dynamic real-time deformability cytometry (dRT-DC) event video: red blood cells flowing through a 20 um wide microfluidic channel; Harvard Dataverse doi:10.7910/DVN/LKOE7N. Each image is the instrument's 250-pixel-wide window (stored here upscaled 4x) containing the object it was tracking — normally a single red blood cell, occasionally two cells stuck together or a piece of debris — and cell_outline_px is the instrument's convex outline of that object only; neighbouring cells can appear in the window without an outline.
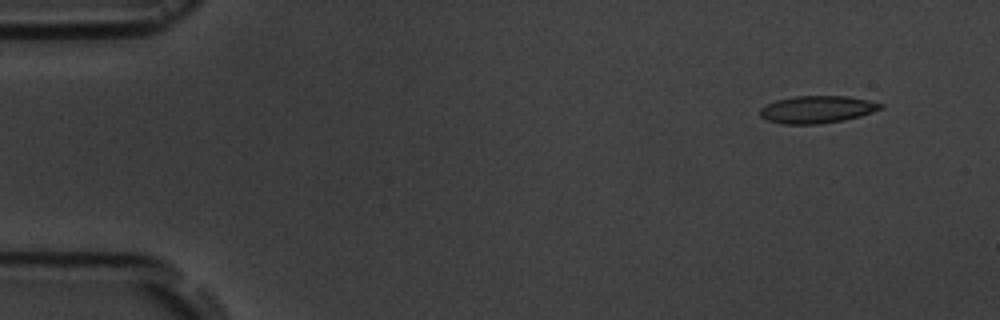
{"species": "common noctule bat (a hibernating species)", "species_latin": "Nyctalus noctula", "temperature_condition": "room temperature", "stored_images_in_passage": 9, "camera_frame_rate_fps": 3000, "um_per_image_px": 0.085, "animal": {"sex": "male", "body_mass_g": 19.5, "forearm_length_mm": 54.6}, "frame": {"image": 1, "passage_image": 2, "time_ms": 1.0, "image_size_px": [1000, 320], "cell_outline_px": [[884, 108], [860, 116], [844, 120], [816, 124], [784, 124], [768, 120], [760, 116], [760, 108], [776, 100], [796, 96], [848, 96], [868, 100], [884, 104]], "centroid_in_image_um": [69.48, 9.3], "position_along_channel_um": 15.5, "area_um2": 19.13}}
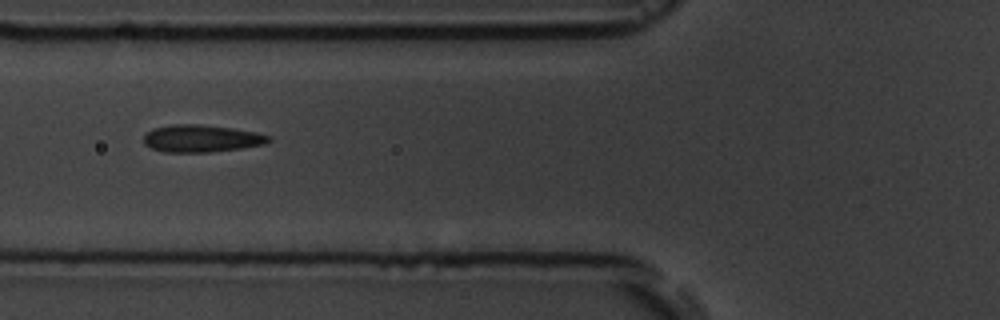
{"frame": {"image": 2, "passage_image": 6, "time_ms": 6.333, "image_size_px": [1000, 320], "cell_outline_px": [[272, 140], [264, 144], [240, 148], [212, 152], [164, 152], [152, 148], [144, 144], [144, 136], [152, 128], [172, 124], [200, 124], [232, 128], [256, 132], [272, 136]], "centroid_in_image_um": [17.13, 11.76], "position_along_channel_um": 108.7, "area_um2": 19.94}}
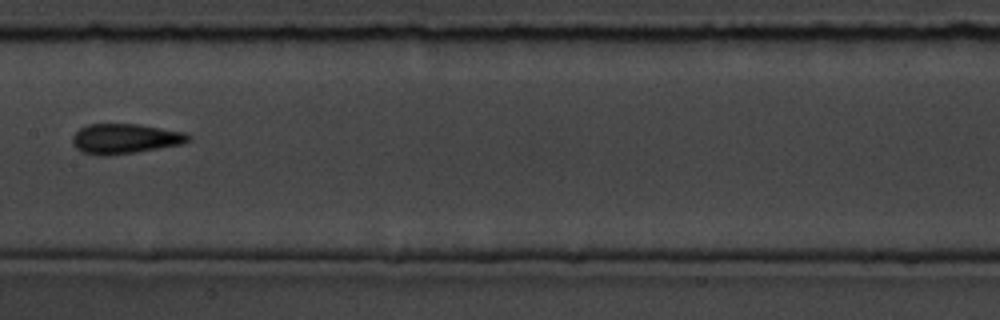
{"frame": {"image": 3, "passage_image": 8, "time_ms": 8.667, "image_size_px": [1000, 320], "cell_outline_px": [[192, 140], [184, 144], [136, 152], [108, 156], [100, 156], [84, 152], [76, 148], [72, 144], [72, 136], [80, 128], [88, 124], [140, 124], [184, 132], [192, 136]], "centroid_in_image_um": [10.66, 11.79], "position_along_channel_um": 196.7, "area_um2": 20.46}}